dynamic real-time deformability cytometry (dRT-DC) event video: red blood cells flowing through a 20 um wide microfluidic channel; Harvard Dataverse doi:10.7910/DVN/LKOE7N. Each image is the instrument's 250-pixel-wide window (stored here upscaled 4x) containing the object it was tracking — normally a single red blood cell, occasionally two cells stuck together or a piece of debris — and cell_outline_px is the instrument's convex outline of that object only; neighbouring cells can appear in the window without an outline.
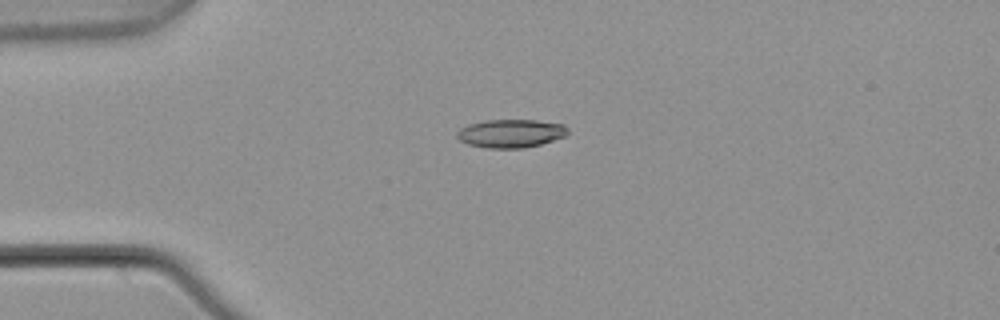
{"species": "common noctule bat (a hibernating species)", "species_latin": "Nyctalus noctula", "temperature_condition": "warm", "stored_images_in_passage": 4, "camera_frame_rate_fps": 3000, "um_per_image_px": 0.085, "animal": {"sex": "male", "body_mass_g": 21.5, "forearm_length_mm": 52.0}, "frame": {"image": 1, "passage_image": 3, "time_ms": 0.667, "image_size_px": [1000, 320], "cell_outline_px": [[568, 136], [540, 144], [524, 148], [488, 148], [468, 144], [460, 140], [456, 136], [456, 132], [460, 128], [468, 124], [484, 120], [536, 120], [564, 124], [568, 128]], "centroid_in_image_um": [43.43, 11.33], "position_along_channel_um": 41.6, "area_um2": 18.44}}